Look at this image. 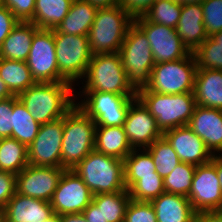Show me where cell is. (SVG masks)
<instances>
[{"mask_svg":"<svg viewBox=\"0 0 222 222\" xmlns=\"http://www.w3.org/2000/svg\"><path fill=\"white\" fill-rule=\"evenodd\" d=\"M76 88L70 82H36L18 95L40 125L55 121L75 105Z\"/></svg>","mask_w":222,"mask_h":222,"instance_id":"6da1fadb","label":"cell"},{"mask_svg":"<svg viewBox=\"0 0 222 222\" xmlns=\"http://www.w3.org/2000/svg\"><path fill=\"white\" fill-rule=\"evenodd\" d=\"M95 122L74 105L63 117L61 167L72 170L95 146Z\"/></svg>","mask_w":222,"mask_h":222,"instance_id":"7a4b0ae2","label":"cell"},{"mask_svg":"<svg viewBox=\"0 0 222 222\" xmlns=\"http://www.w3.org/2000/svg\"><path fill=\"white\" fill-rule=\"evenodd\" d=\"M93 195L127 190L124 162L116 157L91 151L73 169Z\"/></svg>","mask_w":222,"mask_h":222,"instance_id":"3957f363","label":"cell"},{"mask_svg":"<svg viewBox=\"0 0 222 222\" xmlns=\"http://www.w3.org/2000/svg\"><path fill=\"white\" fill-rule=\"evenodd\" d=\"M80 84L83 85L80 87ZM77 86L79 91L137 94L127 79L118 52L93 55L84 78Z\"/></svg>","mask_w":222,"mask_h":222,"instance_id":"277c9868","label":"cell"},{"mask_svg":"<svg viewBox=\"0 0 222 222\" xmlns=\"http://www.w3.org/2000/svg\"><path fill=\"white\" fill-rule=\"evenodd\" d=\"M137 98L156 119L162 133L187 125L196 106L193 92L168 95L154 91H137Z\"/></svg>","mask_w":222,"mask_h":222,"instance_id":"5b68a950","label":"cell"},{"mask_svg":"<svg viewBox=\"0 0 222 222\" xmlns=\"http://www.w3.org/2000/svg\"><path fill=\"white\" fill-rule=\"evenodd\" d=\"M134 19L121 6L98 9L88 40L93 55L119 52Z\"/></svg>","mask_w":222,"mask_h":222,"instance_id":"8992f818","label":"cell"},{"mask_svg":"<svg viewBox=\"0 0 222 222\" xmlns=\"http://www.w3.org/2000/svg\"><path fill=\"white\" fill-rule=\"evenodd\" d=\"M75 99V105L89 116L96 126L112 127L124 126L130 105L137 99V94L80 91L75 94Z\"/></svg>","mask_w":222,"mask_h":222,"instance_id":"52a82bcc","label":"cell"},{"mask_svg":"<svg viewBox=\"0 0 222 222\" xmlns=\"http://www.w3.org/2000/svg\"><path fill=\"white\" fill-rule=\"evenodd\" d=\"M118 53L132 87L136 91L145 88L155 62L148 38L135 22L129 26Z\"/></svg>","mask_w":222,"mask_h":222,"instance_id":"ba28073f","label":"cell"},{"mask_svg":"<svg viewBox=\"0 0 222 222\" xmlns=\"http://www.w3.org/2000/svg\"><path fill=\"white\" fill-rule=\"evenodd\" d=\"M196 70V59L191 52L176 61L156 63L150 73L149 83L138 91L168 95L194 92Z\"/></svg>","mask_w":222,"mask_h":222,"instance_id":"9c48e42d","label":"cell"},{"mask_svg":"<svg viewBox=\"0 0 222 222\" xmlns=\"http://www.w3.org/2000/svg\"><path fill=\"white\" fill-rule=\"evenodd\" d=\"M53 35L59 73L76 87L93 56L88 36L57 33L54 29Z\"/></svg>","mask_w":222,"mask_h":222,"instance_id":"30bf717a","label":"cell"},{"mask_svg":"<svg viewBox=\"0 0 222 222\" xmlns=\"http://www.w3.org/2000/svg\"><path fill=\"white\" fill-rule=\"evenodd\" d=\"M35 82H68L58 70L53 29H38L26 61Z\"/></svg>","mask_w":222,"mask_h":222,"instance_id":"8fae6325","label":"cell"},{"mask_svg":"<svg viewBox=\"0 0 222 222\" xmlns=\"http://www.w3.org/2000/svg\"><path fill=\"white\" fill-rule=\"evenodd\" d=\"M134 22L146 34L155 64L176 61L190 53L173 27L149 22L144 16L134 18Z\"/></svg>","mask_w":222,"mask_h":222,"instance_id":"7c38bea8","label":"cell"},{"mask_svg":"<svg viewBox=\"0 0 222 222\" xmlns=\"http://www.w3.org/2000/svg\"><path fill=\"white\" fill-rule=\"evenodd\" d=\"M63 117L40 126L34 141L27 147L28 164L61 167Z\"/></svg>","mask_w":222,"mask_h":222,"instance_id":"4fadbf2b","label":"cell"},{"mask_svg":"<svg viewBox=\"0 0 222 222\" xmlns=\"http://www.w3.org/2000/svg\"><path fill=\"white\" fill-rule=\"evenodd\" d=\"M93 194L72 170H65L54 191L50 204L59 215L82 213L92 202Z\"/></svg>","mask_w":222,"mask_h":222,"instance_id":"5bb4252c","label":"cell"},{"mask_svg":"<svg viewBox=\"0 0 222 222\" xmlns=\"http://www.w3.org/2000/svg\"><path fill=\"white\" fill-rule=\"evenodd\" d=\"M188 199L196 213L221 208L222 190L216 167L211 162L196 166Z\"/></svg>","mask_w":222,"mask_h":222,"instance_id":"9a60e30c","label":"cell"},{"mask_svg":"<svg viewBox=\"0 0 222 222\" xmlns=\"http://www.w3.org/2000/svg\"><path fill=\"white\" fill-rule=\"evenodd\" d=\"M66 169L27 165L16 174V192L34 199L50 202Z\"/></svg>","mask_w":222,"mask_h":222,"instance_id":"2e32d148","label":"cell"},{"mask_svg":"<svg viewBox=\"0 0 222 222\" xmlns=\"http://www.w3.org/2000/svg\"><path fill=\"white\" fill-rule=\"evenodd\" d=\"M124 129L133 149H146L163 136L156 119L138 98L130 105Z\"/></svg>","mask_w":222,"mask_h":222,"instance_id":"e0dca14e","label":"cell"},{"mask_svg":"<svg viewBox=\"0 0 222 222\" xmlns=\"http://www.w3.org/2000/svg\"><path fill=\"white\" fill-rule=\"evenodd\" d=\"M163 136L172 145L181 162L199 166L209 163L214 156L205 142L187 125L167 130Z\"/></svg>","mask_w":222,"mask_h":222,"instance_id":"ac0fdd59","label":"cell"},{"mask_svg":"<svg viewBox=\"0 0 222 222\" xmlns=\"http://www.w3.org/2000/svg\"><path fill=\"white\" fill-rule=\"evenodd\" d=\"M187 126L213 155H222V110L196 105Z\"/></svg>","mask_w":222,"mask_h":222,"instance_id":"d6986e66","label":"cell"},{"mask_svg":"<svg viewBox=\"0 0 222 222\" xmlns=\"http://www.w3.org/2000/svg\"><path fill=\"white\" fill-rule=\"evenodd\" d=\"M4 222H42L52 215L48 201L34 199L15 193L2 209Z\"/></svg>","mask_w":222,"mask_h":222,"instance_id":"ffe728a7","label":"cell"},{"mask_svg":"<svg viewBox=\"0 0 222 222\" xmlns=\"http://www.w3.org/2000/svg\"><path fill=\"white\" fill-rule=\"evenodd\" d=\"M175 30L183 45L193 53L208 37L203 23L201 4H182L180 19Z\"/></svg>","mask_w":222,"mask_h":222,"instance_id":"44dd1931","label":"cell"},{"mask_svg":"<svg viewBox=\"0 0 222 222\" xmlns=\"http://www.w3.org/2000/svg\"><path fill=\"white\" fill-rule=\"evenodd\" d=\"M193 93L196 105L222 110V70L197 68Z\"/></svg>","mask_w":222,"mask_h":222,"instance_id":"7402d4cb","label":"cell"},{"mask_svg":"<svg viewBox=\"0 0 222 222\" xmlns=\"http://www.w3.org/2000/svg\"><path fill=\"white\" fill-rule=\"evenodd\" d=\"M150 203L157 222H194L196 212L188 197L164 192Z\"/></svg>","mask_w":222,"mask_h":222,"instance_id":"603a6c76","label":"cell"},{"mask_svg":"<svg viewBox=\"0 0 222 222\" xmlns=\"http://www.w3.org/2000/svg\"><path fill=\"white\" fill-rule=\"evenodd\" d=\"M32 22H21L12 29L0 48V58L27 61L35 32Z\"/></svg>","mask_w":222,"mask_h":222,"instance_id":"cb8c5ba5","label":"cell"},{"mask_svg":"<svg viewBox=\"0 0 222 222\" xmlns=\"http://www.w3.org/2000/svg\"><path fill=\"white\" fill-rule=\"evenodd\" d=\"M97 10L87 0H73L68 14L54 30L57 33L88 36Z\"/></svg>","mask_w":222,"mask_h":222,"instance_id":"d4e9b609","label":"cell"},{"mask_svg":"<svg viewBox=\"0 0 222 222\" xmlns=\"http://www.w3.org/2000/svg\"><path fill=\"white\" fill-rule=\"evenodd\" d=\"M94 150L124 160L133 148L126 137L124 126H96Z\"/></svg>","mask_w":222,"mask_h":222,"instance_id":"484cf974","label":"cell"},{"mask_svg":"<svg viewBox=\"0 0 222 222\" xmlns=\"http://www.w3.org/2000/svg\"><path fill=\"white\" fill-rule=\"evenodd\" d=\"M73 0H35L33 18L39 29H55L66 17Z\"/></svg>","mask_w":222,"mask_h":222,"instance_id":"4316f807","label":"cell"},{"mask_svg":"<svg viewBox=\"0 0 222 222\" xmlns=\"http://www.w3.org/2000/svg\"><path fill=\"white\" fill-rule=\"evenodd\" d=\"M0 78L14 95H19L36 82L25 61L0 58Z\"/></svg>","mask_w":222,"mask_h":222,"instance_id":"83f0119b","label":"cell"},{"mask_svg":"<svg viewBox=\"0 0 222 222\" xmlns=\"http://www.w3.org/2000/svg\"><path fill=\"white\" fill-rule=\"evenodd\" d=\"M123 162L127 190L140 179V176L159 175L156 172L153 158L146 149H133Z\"/></svg>","mask_w":222,"mask_h":222,"instance_id":"f1b7e54d","label":"cell"},{"mask_svg":"<svg viewBox=\"0 0 222 222\" xmlns=\"http://www.w3.org/2000/svg\"><path fill=\"white\" fill-rule=\"evenodd\" d=\"M40 126L18 98L12 108V138L28 147L37 136Z\"/></svg>","mask_w":222,"mask_h":222,"instance_id":"f546056e","label":"cell"},{"mask_svg":"<svg viewBox=\"0 0 222 222\" xmlns=\"http://www.w3.org/2000/svg\"><path fill=\"white\" fill-rule=\"evenodd\" d=\"M27 165V147L15 138H0V170L19 174Z\"/></svg>","mask_w":222,"mask_h":222,"instance_id":"4dcf8cb0","label":"cell"},{"mask_svg":"<svg viewBox=\"0 0 222 222\" xmlns=\"http://www.w3.org/2000/svg\"><path fill=\"white\" fill-rule=\"evenodd\" d=\"M131 200L128 190L93 195L92 201L101 209L104 222H124L125 211Z\"/></svg>","mask_w":222,"mask_h":222,"instance_id":"1f68e13d","label":"cell"},{"mask_svg":"<svg viewBox=\"0 0 222 222\" xmlns=\"http://www.w3.org/2000/svg\"><path fill=\"white\" fill-rule=\"evenodd\" d=\"M193 54L198 69L222 70V31L207 37Z\"/></svg>","mask_w":222,"mask_h":222,"instance_id":"d6a6232c","label":"cell"},{"mask_svg":"<svg viewBox=\"0 0 222 222\" xmlns=\"http://www.w3.org/2000/svg\"><path fill=\"white\" fill-rule=\"evenodd\" d=\"M146 150L151 154L156 172L165 178L181 163L172 145L164 136L155 140Z\"/></svg>","mask_w":222,"mask_h":222,"instance_id":"836d02e7","label":"cell"},{"mask_svg":"<svg viewBox=\"0 0 222 222\" xmlns=\"http://www.w3.org/2000/svg\"><path fill=\"white\" fill-rule=\"evenodd\" d=\"M195 169L196 166L189 163L181 162L177 165L168 176L163 178L165 192L188 197Z\"/></svg>","mask_w":222,"mask_h":222,"instance_id":"e575fe53","label":"cell"},{"mask_svg":"<svg viewBox=\"0 0 222 222\" xmlns=\"http://www.w3.org/2000/svg\"><path fill=\"white\" fill-rule=\"evenodd\" d=\"M181 3L156 0L143 15L149 22L176 28L181 15Z\"/></svg>","mask_w":222,"mask_h":222,"instance_id":"d590c367","label":"cell"},{"mask_svg":"<svg viewBox=\"0 0 222 222\" xmlns=\"http://www.w3.org/2000/svg\"><path fill=\"white\" fill-rule=\"evenodd\" d=\"M128 192L134 201L151 202L165 192L163 178L160 175L140 176Z\"/></svg>","mask_w":222,"mask_h":222,"instance_id":"8d00e7d4","label":"cell"},{"mask_svg":"<svg viewBox=\"0 0 222 222\" xmlns=\"http://www.w3.org/2000/svg\"><path fill=\"white\" fill-rule=\"evenodd\" d=\"M201 6L208 37L222 31V0H204Z\"/></svg>","mask_w":222,"mask_h":222,"instance_id":"74e56055","label":"cell"},{"mask_svg":"<svg viewBox=\"0 0 222 222\" xmlns=\"http://www.w3.org/2000/svg\"><path fill=\"white\" fill-rule=\"evenodd\" d=\"M124 222H157L152 204L131 199L125 211Z\"/></svg>","mask_w":222,"mask_h":222,"instance_id":"f35d334b","label":"cell"},{"mask_svg":"<svg viewBox=\"0 0 222 222\" xmlns=\"http://www.w3.org/2000/svg\"><path fill=\"white\" fill-rule=\"evenodd\" d=\"M3 5L21 22H29L33 18L35 0H3Z\"/></svg>","mask_w":222,"mask_h":222,"instance_id":"ab89813d","label":"cell"},{"mask_svg":"<svg viewBox=\"0 0 222 222\" xmlns=\"http://www.w3.org/2000/svg\"><path fill=\"white\" fill-rule=\"evenodd\" d=\"M18 96L0 100V138L12 137V108Z\"/></svg>","mask_w":222,"mask_h":222,"instance_id":"60d3db41","label":"cell"},{"mask_svg":"<svg viewBox=\"0 0 222 222\" xmlns=\"http://www.w3.org/2000/svg\"><path fill=\"white\" fill-rule=\"evenodd\" d=\"M16 193V174L0 170V210Z\"/></svg>","mask_w":222,"mask_h":222,"instance_id":"b9f144b4","label":"cell"},{"mask_svg":"<svg viewBox=\"0 0 222 222\" xmlns=\"http://www.w3.org/2000/svg\"><path fill=\"white\" fill-rule=\"evenodd\" d=\"M19 23V20L13 15L5 5L0 6V48L3 41L8 37L12 29Z\"/></svg>","mask_w":222,"mask_h":222,"instance_id":"7bdbcfd3","label":"cell"},{"mask_svg":"<svg viewBox=\"0 0 222 222\" xmlns=\"http://www.w3.org/2000/svg\"><path fill=\"white\" fill-rule=\"evenodd\" d=\"M156 0H120L119 6L134 19L143 16Z\"/></svg>","mask_w":222,"mask_h":222,"instance_id":"ee69618b","label":"cell"},{"mask_svg":"<svg viewBox=\"0 0 222 222\" xmlns=\"http://www.w3.org/2000/svg\"><path fill=\"white\" fill-rule=\"evenodd\" d=\"M82 213L87 222H104L101 209L93 201Z\"/></svg>","mask_w":222,"mask_h":222,"instance_id":"f6af8a7d","label":"cell"},{"mask_svg":"<svg viewBox=\"0 0 222 222\" xmlns=\"http://www.w3.org/2000/svg\"><path fill=\"white\" fill-rule=\"evenodd\" d=\"M194 222H222V214L219 211L196 213Z\"/></svg>","mask_w":222,"mask_h":222,"instance_id":"bcb514c9","label":"cell"},{"mask_svg":"<svg viewBox=\"0 0 222 222\" xmlns=\"http://www.w3.org/2000/svg\"><path fill=\"white\" fill-rule=\"evenodd\" d=\"M98 9L111 8L119 5L120 0H87Z\"/></svg>","mask_w":222,"mask_h":222,"instance_id":"7dc6e473","label":"cell"},{"mask_svg":"<svg viewBox=\"0 0 222 222\" xmlns=\"http://www.w3.org/2000/svg\"><path fill=\"white\" fill-rule=\"evenodd\" d=\"M60 222H87L83 213L60 215Z\"/></svg>","mask_w":222,"mask_h":222,"instance_id":"c3c4849f","label":"cell"},{"mask_svg":"<svg viewBox=\"0 0 222 222\" xmlns=\"http://www.w3.org/2000/svg\"><path fill=\"white\" fill-rule=\"evenodd\" d=\"M215 167L222 190V155H214L210 161Z\"/></svg>","mask_w":222,"mask_h":222,"instance_id":"681fc988","label":"cell"},{"mask_svg":"<svg viewBox=\"0 0 222 222\" xmlns=\"http://www.w3.org/2000/svg\"><path fill=\"white\" fill-rule=\"evenodd\" d=\"M15 96L5 84V82L0 78V100L8 99Z\"/></svg>","mask_w":222,"mask_h":222,"instance_id":"f907efd6","label":"cell"},{"mask_svg":"<svg viewBox=\"0 0 222 222\" xmlns=\"http://www.w3.org/2000/svg\"><path fill=\"white\" fill-rule=\"evenodd\" d=\"M42 222H60V215L57 213H53L47 219Z\"/></svg>","mask_w":222,"mask_h":222,"instance_id":"816d5d0a","label":"cell"},{"mask_svg":"<svg viewBox=\"0 0 222 222\" xmlns=\"http://www.w3.org/2000/svg\"><path fill=\"white\" fill-rule=\"evenodd\" d=\"M204 0H178V3L181 4H191V3H195V4H202Z\"/></svg>","mask_w":222,"mask_h":222,"instance_id":"f5cc1de1","label":"cell"},{"mask_svg":"<svg viewBox=\"0 0 222 222\" xmlns=\"http://www.w3.org/2000/svg\"><path fill=\"white\" fill-rule=\"evenodd\" d=\"M0 222H4V216L2 210H0Z\"/></svg>","mask_w":222,"mask_h":222,"instance_id":"db71d44e","label":"cell"},{"mask_svg":"<svg viewBox=\"0 0 222 222\" xmlns=\"http://www.w3.org/2000/svg\"><path fill=\"white\" fill-rule=\"evenodd\" d=\"M168 1H172V2L178 3V0H168Z\"/></svg>","mask_w":222,"mask_h":222,"instance_id":"11a10c76","label":"cell"},{"mask_svg":"<svg viewBox=\"0 0 222 222\" xmlns=\"http://www.w3.org/2000/svg\"><path fill=\"white\" fill-rule=\"evenodd\" d=\"M3 5V0H0V6Z\"/></svg>","mask_w":222,"mask_h":222,"instance_id":"9f6ffc18","label":"cell"},{"mask_svg":"<svg viewBox=\"0 0 222 222\" xmlns=\"http://www.w3.org/2000/svg\"><path fill=\"white\" fill-rule=\"evenodd\" d=\"M219 212L222 214V206H221V208L219 209Z\"/></svg>","mask_w":222,"mask_h":222,"instance_id":"6f0895ef","label":"cell"}]
</instances>
